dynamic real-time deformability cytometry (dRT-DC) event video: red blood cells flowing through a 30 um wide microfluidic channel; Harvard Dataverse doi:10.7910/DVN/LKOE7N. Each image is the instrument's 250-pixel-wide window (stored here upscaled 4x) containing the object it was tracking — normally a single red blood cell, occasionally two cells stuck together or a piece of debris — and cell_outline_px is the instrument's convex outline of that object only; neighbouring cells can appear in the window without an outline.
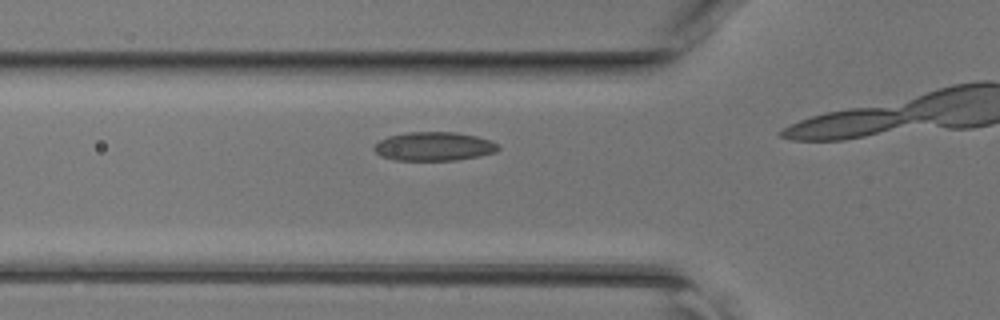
{"species": "common noctule bat (a hibernating species)", "species_latin": "Nyctalus noctula", "temperature_condition": "room temperature", "stored_images_in_passage": 13, "camera_frame_rate_fps": 3000, "um_per_image_px": 0.085, "animal": {"sex": "female", "body_mass_g": 17.0, "forearm_length_mm": 48.0}, "frame": {"image": 1, "passage_image": 10, "time_ms": 3.0, "image_size_px": [1000, 320], "cell_outline_px": [[500, 148], [496, 152], [480, 156], [456, 160], [396, 160], [380, 156], [372, 148], [380, 140], [388, 136], [408, 132], [456, 132], [476, 136], [492, 140], [500, 144]], "centroid_in_image_um": [36.92, 12.44], "position_along_channel_um": 88.9, "area_um2": 20.98}}